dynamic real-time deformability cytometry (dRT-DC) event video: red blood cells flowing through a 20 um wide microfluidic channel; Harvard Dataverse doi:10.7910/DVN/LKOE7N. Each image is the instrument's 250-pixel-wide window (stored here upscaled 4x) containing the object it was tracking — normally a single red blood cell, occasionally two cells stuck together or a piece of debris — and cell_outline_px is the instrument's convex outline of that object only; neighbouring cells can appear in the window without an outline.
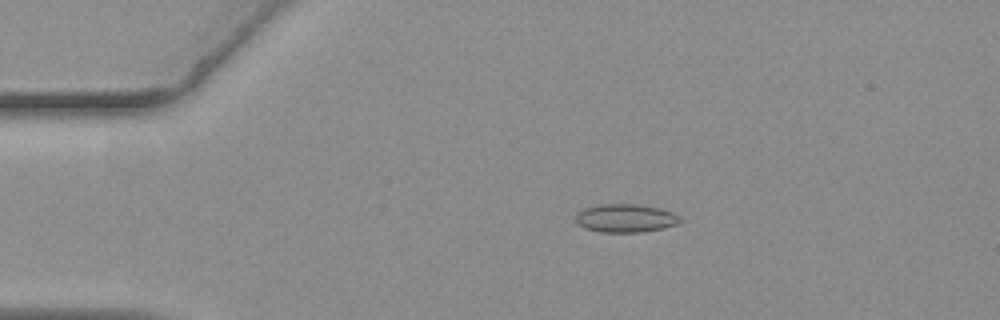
{"species": "common noctule bat (a hibernating species)", "species_latin": "Nyctalus noctula", "temperature_condition": "warm", "stored_images_in_passage": 57, "camera_frame_rate_fps": 3000, "um_per_image_px": 0.085, "animal": {"sex": "female", "body_mass_g": 19.3, "forearm_length_mm": 54.1}, "frame": {"image": 1, "passage_image": 12, "time_ms": 3.667, "image_size_px": [1000, 320], "cell_outline_px": [[680, 220], [676, 224], [660, 228], [640, 232], [600, 232], [584, 228], [576, 224], [576, 212], [584, 208], [600, 204], [636, 204], [656, 208], [672, 212], [680, 216]], "centroid_in_image_um": [53.09, 18.54], "position_along_channel_um": 31.9, "area_um2": 17.05}}
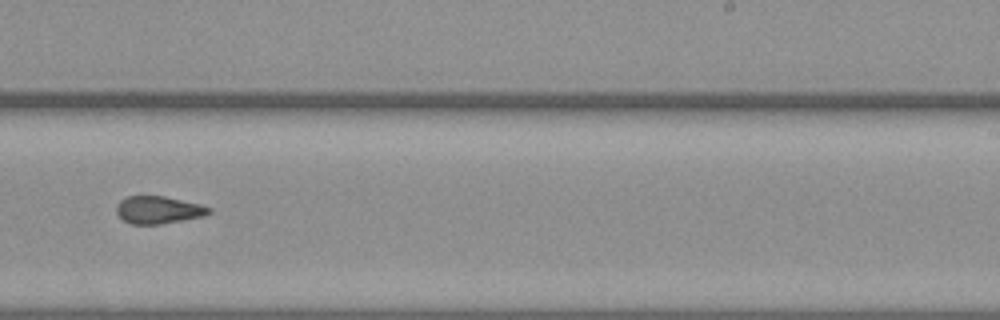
{"frame": {"image": 2, "passage_image": 36, "time_ms": 11.667, "image_size_px": [1000, 320], "cell_outline_px": [[212, 212], [204, 216], [184, 220], [160, 224], [132, 224], [124, 220], [116, 212], [116, 204], [120, 200], [128, 196], [164, 196], [200, 204], [212, 208]], "centroid_in_image_um": [13.48, 17.84], "position_along_channel_um": 275.5, "area_um2": 14.85}}
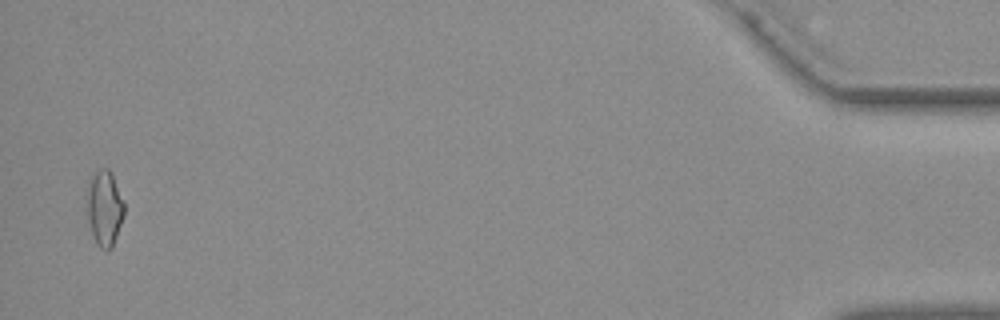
{"frame": {"image": 3, "passage_image": 56, "time_ms": 18.333, "image_size_px": [1000, 320], "cell_outline_px": [[124, 216], [112, 248], [108, 252], [100, 248], [96, 244], [88, 220], [84, 200], [88, 180], [100, 168], [108, 168], [112, 172], [124, 204]], "centroid_in_image_um": [8.85, 17.68], "position_along_channel_um": 426.4, "area_um2": 16.88}, "authors_computed_cell_mechanics": {"area_um2": 15.7216, "velocity_mm_per_s": 3.6609, "shape_relaxation_time_tau1_ms": null, "shape_relaxation_time_tau2_ms": 1.5346, "deformation_change_tau1": null, "deformation_change_tau2": 0.0739}}